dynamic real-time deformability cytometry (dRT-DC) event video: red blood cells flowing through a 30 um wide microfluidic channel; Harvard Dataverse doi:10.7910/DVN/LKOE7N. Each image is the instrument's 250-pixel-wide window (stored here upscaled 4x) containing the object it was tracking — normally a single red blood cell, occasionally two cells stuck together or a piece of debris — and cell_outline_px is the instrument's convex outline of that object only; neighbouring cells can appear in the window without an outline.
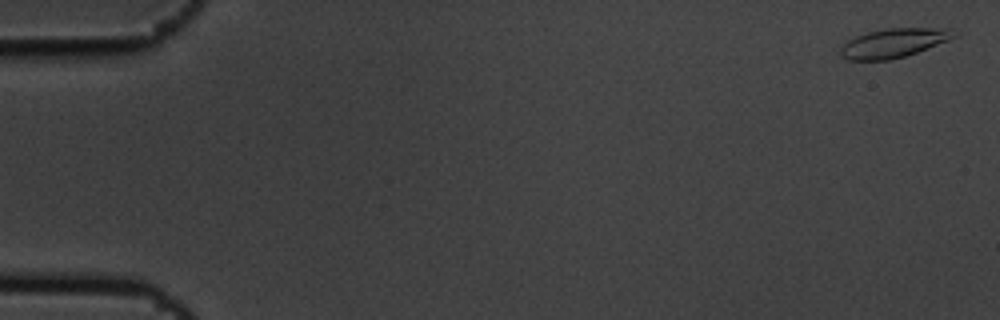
{"species": "common noctule bat (a hibernating species)", "species_latin": "Nyctalus noctula", "temperature_condition": "cold", "stored_images_in_passage": 15, "camera_frame_rate_fps": 3000, "um_per_image_px": 0.085, "animal": {"sex": "male", "body_mass_g": 19.5, "forearm_length_mm": 54.6}, "frame": {"image": 1, "passage_image": 1, "time_ms": 0.0, "image_size_px": [1000, 320], "cell_outline_px": [[960, 32], [956, 36], [948, 40], [916, 52], [904, 56], [888, 60], [848, 60], [840, 56], [840, 48], [848, 40], [856, 36], [868, 32], [888, 28], [952, 28]], "centroid_in_image_um": [75.97, 3.64], "position_along_channel_um": 9.0, "area_um2": 19.19}}
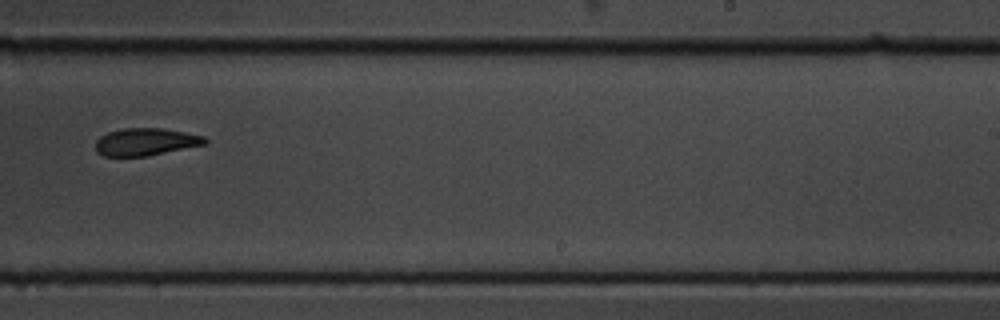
{"frame": {"image": 2, "passage_image": 10, "time_ms": 3.0, "image_size_px": [1000, 320], "cell_outline_px": [[208, 144], [148, 156], [104, 156], [96, 152], [96, 140], [100, 136], [108, 132], [124, 128], [160, 128], [184, 132], [204, 136], [208, 140]], "centroid_in_image_um": [12.4, 12.06], "position_along_channel_um": 276.6, "area_um2": 17.57}}
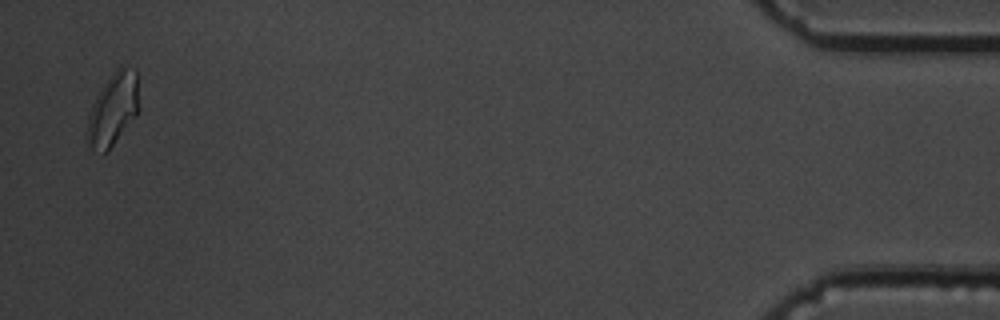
{"frame": {"image": 3, "passage_image": 15, "time_ms": 4.667, "image_size_px": [1000, 320], "cell_outline_px": [[140, 112], [108, 152], [104, 152], [92, 148], [84, 136], [84, 132], [88, 116], [96, 96], [100, 88], [112, 72], [120, 64], [136, 68], [140, 108]], "centroid_in_image_um": [9.63, 9.26], "position_along_channel_um": 425.6, "area_um2": 22.72}}